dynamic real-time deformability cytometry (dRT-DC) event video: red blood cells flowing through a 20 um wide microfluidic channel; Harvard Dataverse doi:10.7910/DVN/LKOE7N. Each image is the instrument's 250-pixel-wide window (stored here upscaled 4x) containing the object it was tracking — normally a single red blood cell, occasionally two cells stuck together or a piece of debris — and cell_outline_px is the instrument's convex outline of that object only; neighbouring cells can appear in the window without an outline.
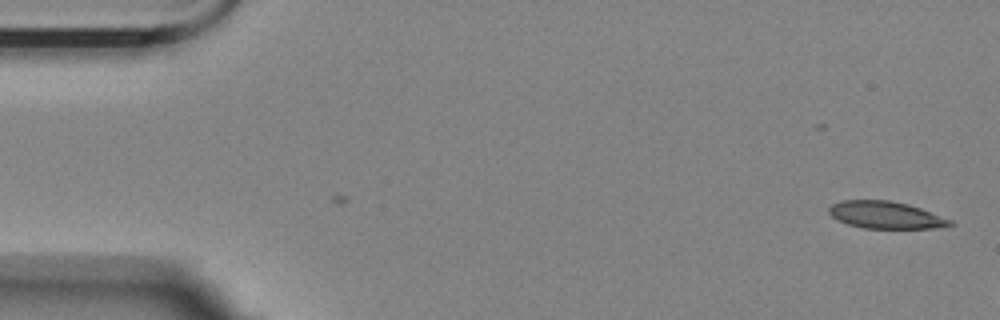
{"species": "Egyptian fruit bat (a non-hibernating species)", "species_latin": "Rousettus aegyptiacus", "temperature_condition": "room temperature", "stored_images_in_passage": 7, "camera_frame_rate_fps": 3000, "um_per_image_px": 0.085, "animal": {"sex": "female"}, "frame": {"image": 1, "passage_image": 7, "time_ms": 2.0, "image_size_px": [1000, 320], "cell_outline_px": [[956, 224], [932, 228], [864, 228], [848, 224], [836, 220], [828, 212], [828, 208], [832, 204], [840, 200], [888, 200], [908, 204], [920, 208], [952, 220]], "centroid_in_image_um": [75.25, 18.27], "position_along_channel_um": 9.8, "area_um2": 19.13}}